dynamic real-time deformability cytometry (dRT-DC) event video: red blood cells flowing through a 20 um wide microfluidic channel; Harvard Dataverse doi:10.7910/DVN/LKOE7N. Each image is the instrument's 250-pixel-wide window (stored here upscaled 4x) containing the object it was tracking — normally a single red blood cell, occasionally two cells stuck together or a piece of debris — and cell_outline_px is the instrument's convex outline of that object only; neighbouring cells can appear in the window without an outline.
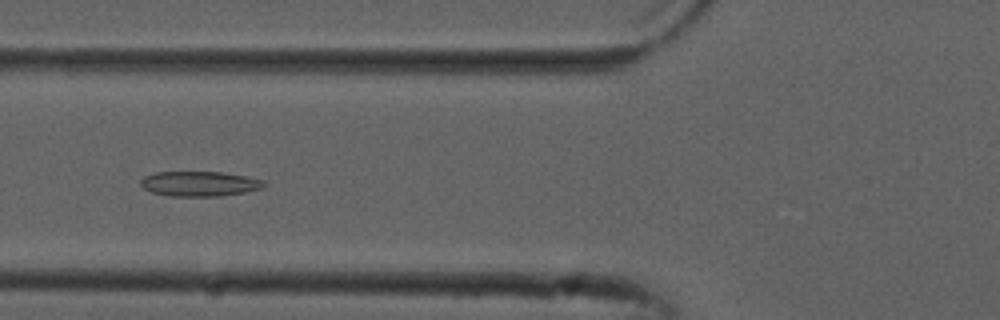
{"species": "common noctule bat (a hibernating species)", "species_latin": "Nyctalus noctula", "temperature_condition": "cold", "stored_images_in_passage": 43, "camera_frame_rate_fps": 3000, "um_per_image_px": 0.085, "animal": {"sex": "male", "forearm_length_mm": 52.5}, "frame": {"image": 1, "passage_image": 10, "time_ms": 3.0, "image_size_px": [1000, 320], "cell_outline_px": [[264, 188], [244, 192], [220, 196], [168, 196], [152, 192], [144, 188], [140, 184], [140, 180], [144, 176], [156, 172], [220, 172], [248, 176], [264, 180]], "centroid_in_image_um": [16.96, 15.62], "position_along_channel_um": 108.8, "area_um2": 17.98}}
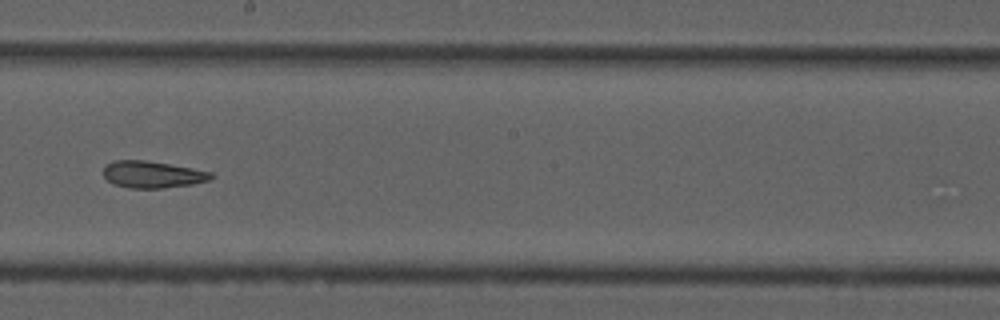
{"frame": {"image": 2, "passage_image": 20, "time_ms": 6.333, "image_size_px": [1000, 320], "cell_outline_px": [[216, 176], [212, 180], [192, 184], [164, 188], [128, 188], [112, 184], [104, 176], [104, 168], [108, 164], [116, 160], [144, 160], [192, 168], [212, 172]], "centroid_in_image_um": [13.0, 14.84], "position_along_channel_um": 235.2, "area_um2": 16.88}}
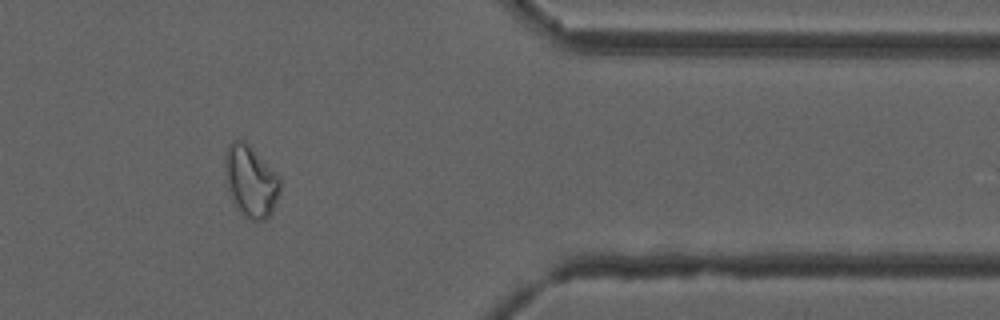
{"frame": {"image": 3, "passage_image": 34, "time_ms": 11.0, "image_size_px": [1000, 320], "cell_outline_px": [[280, 192], [272, 212], [264, 220], [248, 220], [236, 208], [228, 192], [224, 168], [224, 156], [228, 144], [232, 140], [244, 140], [276, 172], [280, 180]], "centroid_in_image_um": [21.28, 15.4], "position_along_channel_um": 390.1, "area_um2": 23.18}, "authors_computed_cell_mechanics": {"area_um2": 18.6694, "velocity_mm_per_s": 3.7962, "shape_relaxation_time_tau1_ms": null, "shape_relaxation_time_tau2_ms": 4.6997, "deformation_change_tau1": null, "deformation_change_tau2": 0.0907}}